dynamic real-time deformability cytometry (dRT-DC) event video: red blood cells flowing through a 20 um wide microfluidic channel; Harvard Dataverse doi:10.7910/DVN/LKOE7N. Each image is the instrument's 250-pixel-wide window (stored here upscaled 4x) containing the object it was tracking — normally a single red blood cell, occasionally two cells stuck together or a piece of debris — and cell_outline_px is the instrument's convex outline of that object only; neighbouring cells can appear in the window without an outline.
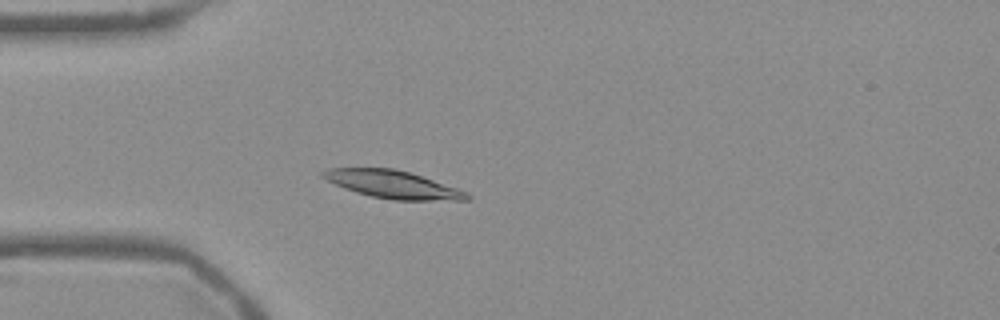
{"species": "Egyptian fruit bat (a non-hibernating species)", "species_latin": "Rousettus aegyptiacus", "temperature_condition": "warm", "stored_images_in_passage": 55, "camera_frame_rate_fps": 3000, "um_per_image_px": 0.085, "frame": {"image": 1, "passage_image": 16, "time_ms": 5.0, "image_size_px": [1000, 320], "cell_outline_px": [[472, 200], [392, 200], [372, 196], [356, 192], [344, 188], [320, 176], [320, 172], [328, 168], [392, 168], [408, 172], [468, 192], [472, 196]], "centroid_in_image_um": [33.38, 15.68], "position_along_channel_um": 51.6, "area_um2": 23.0}}
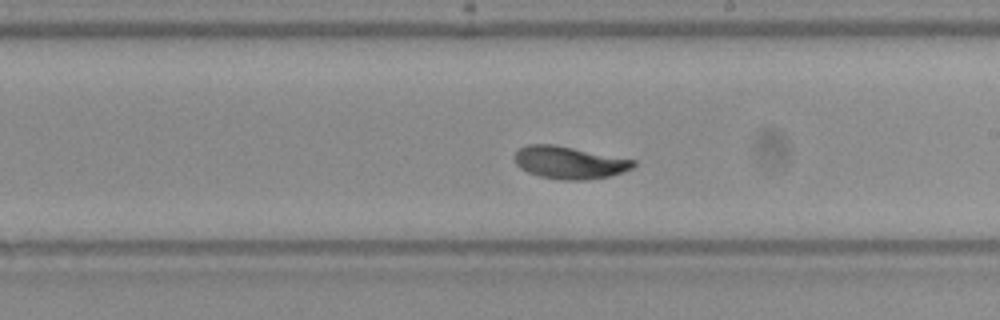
{"frame": {"image": 2, "passage_image": 32, "time_ms": 10.333, "image_size_px": [1000, 320], "cell_outline_px": [[636, 164], [632, 168], [624, 172], [608, 176], [584, 180], [560, 180], [540, 176], [528, 172], [520, 168], [516, 164], [512, 156], [520, 148], [528, 144], [552, 144], [636, 160]], "centroid_in_image_um": [48.37, 13.82], "position_along_channel_um": 240.6, "area_um2": 22.43}}
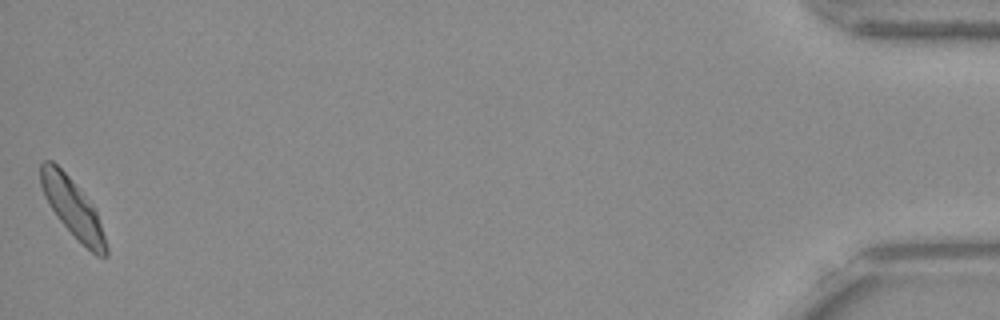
{"frame": {"image": 3, "passage_image": 55, "time_ms": 18.0, "image_size_px": [1000, 320], "cell_outline_px": [[108, 256], [96, 256], [56, 216], [44, 196], [40, 184], [40, 164], [44, 160], [52, 160], [68, 176], [96, 208], [108, 248]], "centroid_in_image_um": [6.18, 17.64], "position_along_channel_um": 429.0, "area_um2": 21.79}, "authors_computed_cell_mechanics": {"area_um2": 22.7154, "velocity_mm_per_s": 3.7163, "shape_relaxation_time_tau1_ms": 3.0821, "shape_relaxation_time_tau2_ms": 1.6956, "deformation_change_tau1": 0.1366, "deformation_change_tau2": 0.0491}}